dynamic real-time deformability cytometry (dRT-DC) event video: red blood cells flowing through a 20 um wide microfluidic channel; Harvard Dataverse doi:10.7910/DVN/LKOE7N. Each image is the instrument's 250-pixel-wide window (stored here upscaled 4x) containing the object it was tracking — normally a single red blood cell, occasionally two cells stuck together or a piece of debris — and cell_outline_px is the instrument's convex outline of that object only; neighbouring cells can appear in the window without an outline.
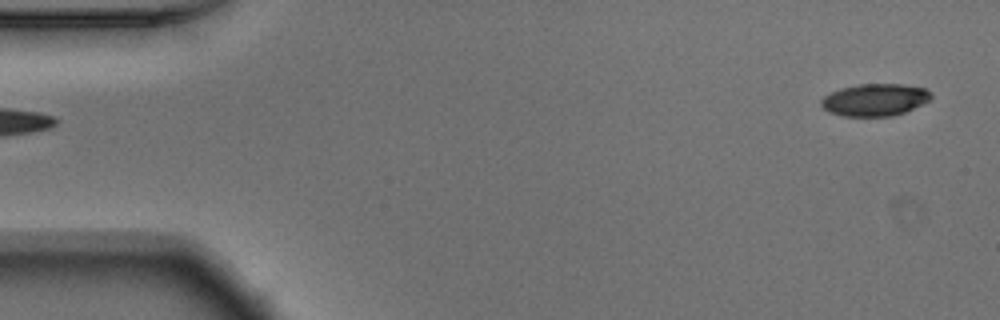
{"species": "Egyptian fruit bat (a non-hibernating species)", "species_latin": "Rousettus aegyptiacus", "temperature_condition": "warm", "stored_images_in_passage": 52, "camera_frame_rate_fps": 3000, "um_per_image_px": 0.085, "animal": {"sex": "male"}, "frame": {"image": 1, "passage_image": 1, "time_ms": 0.0, "image_size_px": [1000, 320], "cell_outline_px": [[932, 96], [928, 100], [904, 112], [892, 116], [844, 116], [828, 112], [820, 104], [820, 100], [824, 96], [840, 88], [860, 84], [904, 84], [924, 88]], "centroid_in_image_um": [74.31, 8.48], "position_along_channel_um": 10.7, "area_um2": 20.4}}
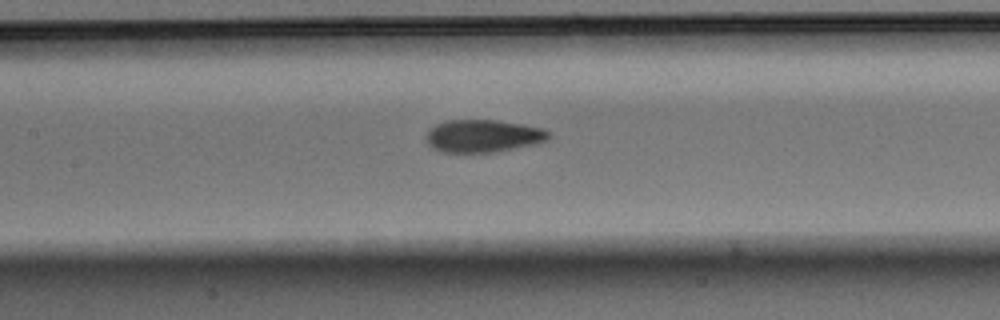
{"frame": {"image": 2, "passage_image": 23, "time_ms": 7.333, "image_size_px": [1000, 320], "cell_outline_px": [[548, 140], [532, 144], [492, 152], [444, 152], [432, 148], [428, 144], [428, 128], [444, 120], [496, 120], [524, 124], [544, 128], [548, 132]], "centroid_in_image_um": [41.04, 11.54], "position_along_channel_um": 166.4, "area_um2": 23.06}}
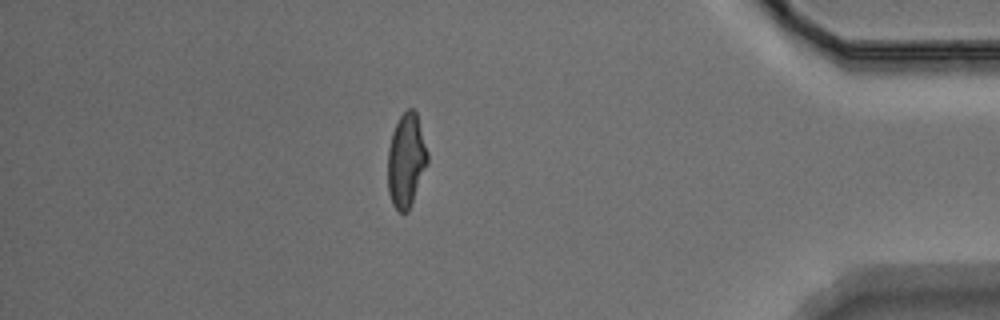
{"frame": {"image": 3, "passage_image": 45, "time_ms": 14.667, "image_size_px": [1000, 320], "cell_outline_px": [[428, 164], [408, 212], [400, 212], [392, 204], [388, 192], [388, 148], [392, 132], [400, 116], [408, 108], [412, 108], [416, 112], [428, 152]], "centroid_in_image_um": [34.53, 13.64], "position_along_channel_um": 400.7, "area_um2": 21.73}, "authors_computed_cell_mechanics": {"area_um2": 22.2819, "velocity_mm_per_s": 3.7461, "shape_relaxation_time_tau1_ms": 4.215, "shape_relaxation_time_tau2_ms": 1.703, "deformation_change_tau1": 0.1598, "deformation_change_tau2": 0.0785}}